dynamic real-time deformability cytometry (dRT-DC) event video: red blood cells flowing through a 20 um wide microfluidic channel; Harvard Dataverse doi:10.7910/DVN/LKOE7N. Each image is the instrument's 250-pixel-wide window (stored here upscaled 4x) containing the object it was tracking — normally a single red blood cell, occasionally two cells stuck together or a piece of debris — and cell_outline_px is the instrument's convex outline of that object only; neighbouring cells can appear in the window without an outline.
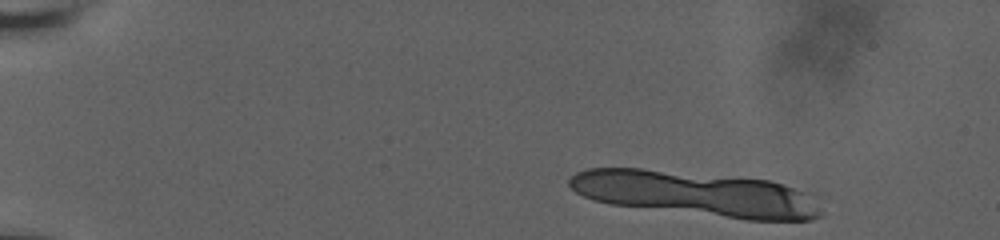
{"species": "human", "species_latin": "Homo sapiens", "temperature_condition": "room temperature", "stored_images_in_passage": 8, "camera_frame_rate_fps": 3000, "um_per_image_px": 0.085, "donor": {"sex": "male"}, "frame": {"image": 1, "passage_image": 2, "time_ms": 0.333, "image_size_px": [1000, 240], "cell_outline_px": [[824, 216], [812, 220], [748, 220], [612, 204], [592, 200], [576, 192], [568, 184], [568, 180], [576, 172], [588, 168], [640, 168], [768, 180], [804, 192], [824, 212]], "centroid_in_image_um": [59.12, 16.47], "position_along_channel_um": 25.9, "area_um2": 65.14}}